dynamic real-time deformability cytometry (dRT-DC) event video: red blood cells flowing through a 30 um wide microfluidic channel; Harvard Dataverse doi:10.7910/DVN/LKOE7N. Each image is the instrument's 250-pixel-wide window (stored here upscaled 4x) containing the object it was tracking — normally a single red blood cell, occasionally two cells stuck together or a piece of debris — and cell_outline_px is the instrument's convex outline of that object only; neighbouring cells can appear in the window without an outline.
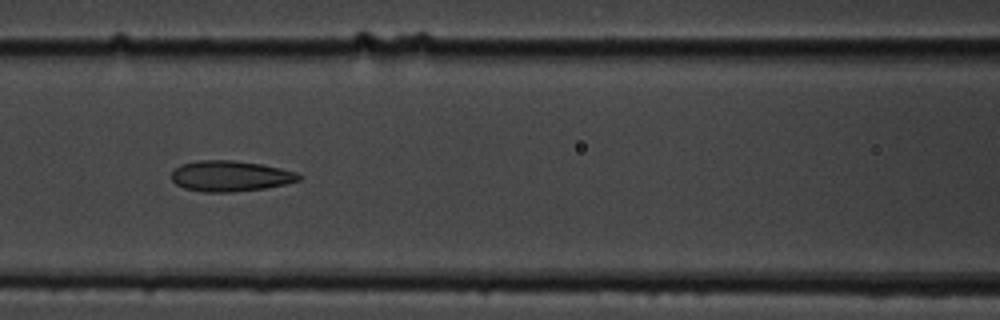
{"species": "common noctule bat (a hibernating species)", "species_latin": "Nyctalus noctula", "temperature_condition": "cold", "stored_images_in_passage": 10, "camera_frame_rate_fps": 3000, "um_per_image_px": 0.085, "animal": {"sex": "male", "body_mass_g": 19.5, "forearm_length_mm": 54.6}, "frame": {"image": 1, "passage_image": 6, "time_ms": 5.667, "image_size_px": [1000, 320], "cell_outline_px": [[300, 180], [284, 184], [264, 188], [232, 192], [200, 192], [184, 188], [176, 184], [172, 180], [172, 172], [180, 164], [196, 160], [232, 160], [260, 164], [280, 168], [296, 172], [300, 176]], "centroid_in_image_um": [19.53, 14.96], "position_along_channel_um": 147.1, "area_um2": 22.72}}
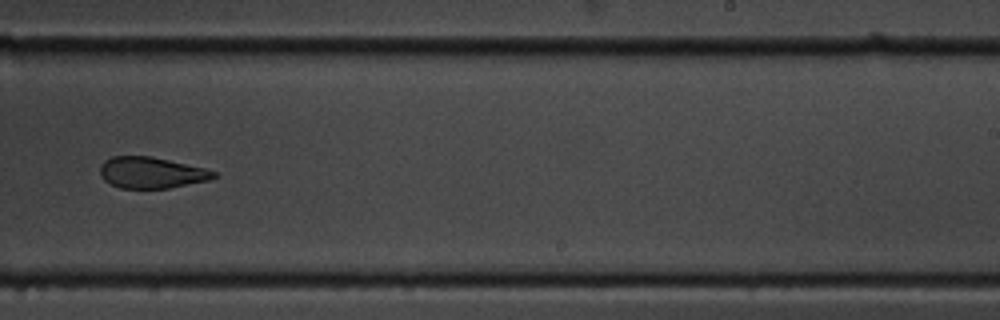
{"frame": {"image": 2, "passage_image": 9, "time_ms": 9.333, "image_size_px": [1000, 320], "cell_outline_px": [[216, 176], [208, 180], [168, 188], [120, 188], [104, 180], [100, 176], [100, 164], [104, 160], [112, 156], [148, 156], [168, 160], [204, 168], [216, 172]], "centroid_in_image_um": [12.81, 14.67], "position_along_channel_um": 276.2, "area_um2": 20.46}}
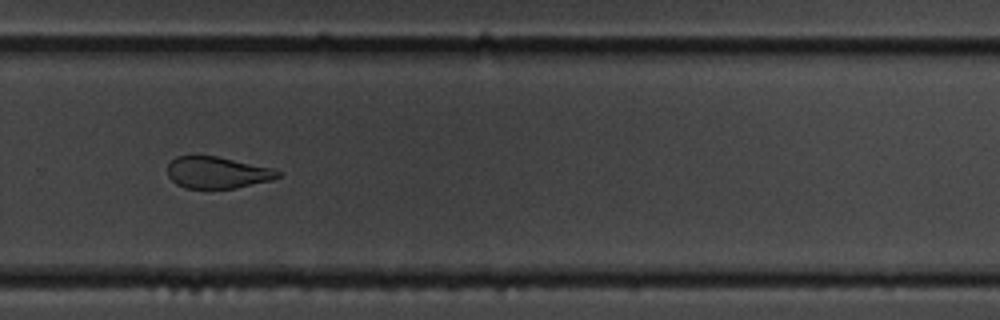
{"frame": {"image": 3, "passage_image": 10, "time_ms": 10.333, "image_size_px": [1000, 320], "cell_outline_px": [[280, 176], [272, 180], [236, 188], [184, 188], [176, 184], [168, 176], [168, 164], [176, 156], [216, 156], [272, 168], [280, 172]], "centroid_in_image_um": [18.46, 14.67], "position_along_channel_um": 311.3, "area_um2": 20.23}}